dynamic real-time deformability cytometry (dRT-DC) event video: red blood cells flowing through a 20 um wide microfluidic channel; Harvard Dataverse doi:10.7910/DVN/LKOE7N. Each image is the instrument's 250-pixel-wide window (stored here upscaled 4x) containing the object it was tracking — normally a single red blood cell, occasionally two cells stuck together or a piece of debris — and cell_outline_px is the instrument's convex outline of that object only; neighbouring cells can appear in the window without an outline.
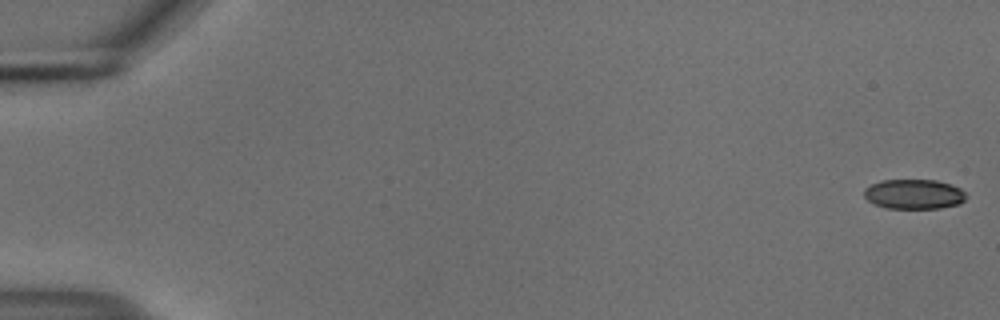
{"species": "common noctule bat (a hibernating species)", "species_latin": "Nyctalus noctula", "temperature_condition": "cold", "stored_images_in_passage": 12, "camera_frame_rate_fps": 3000, "um_per_image_px": 0.085, "animal": {"sex": "male", "body_mass_g": 18.8}, "frame": {"image": 1, "passage_image": 1, "time_ms": 0.0, "image_size_px": [1000, 320], "cell_outline_px": [[964, 200], [960, 204], [940, 208], [888, 208], [876, 204], [868, 200], [864, 196], [864, 188], [880, 180], [936, 180], [960, 188], [964, 192]], "centroid_in_image_um": [77.67, 16.5], "position_along_channel_um": 7.3, "area_um2": 17.51}}
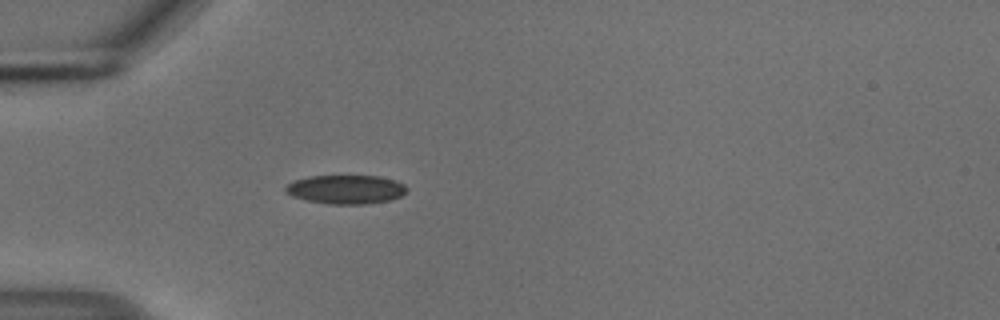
{"frame": {"image": 2, "passage_image": 12, "time_ms": 3.667, "image_size_px": [1000, 320], "cell_outline_px": [[408, 192], [400, 196], [388, 200], [364, 204], [332, 204], [308, 200], [292, 196], [284, 192], [284, 188], [292, 180], [308, 176], [380, 176], [404, 184], [408, 188]], "centroid_in_image_um": [29.38, 16.09], "position_along_channel_um": 55.6, "area_um2": 20.35}}